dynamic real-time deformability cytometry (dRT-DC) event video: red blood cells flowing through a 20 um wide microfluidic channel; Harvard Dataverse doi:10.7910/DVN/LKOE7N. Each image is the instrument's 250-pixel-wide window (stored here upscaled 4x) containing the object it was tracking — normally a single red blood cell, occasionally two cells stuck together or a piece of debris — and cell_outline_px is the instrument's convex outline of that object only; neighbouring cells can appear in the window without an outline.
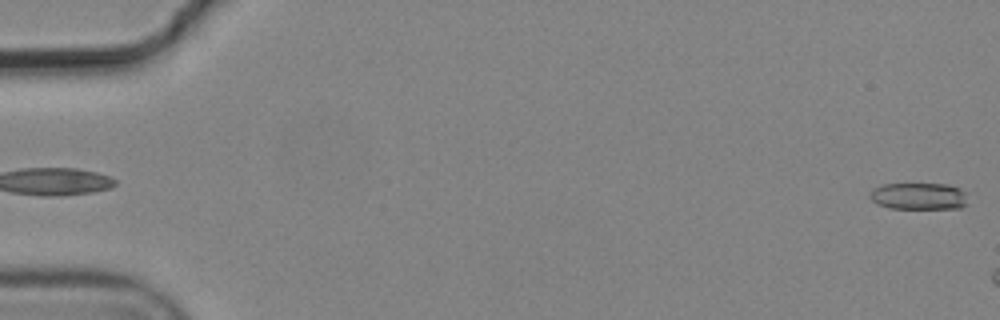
{"species": "common noctule bat (a hibernating species)", "species_latin": "Nyctalus noctula", "temperature_condition": "cold", "stored_images_in_passage": 6, "camera_frame_rate_fps": 3000, "um_per_image_px": 0.085, "animal": {"sex": "male", "body_mass_g": 19.2, "forearm_length_mm": 51.8}, "frame": {"image": 1, "passage_image": 6, "time_ms": 1.667, "image_size_px": [1000, 320], "cell_outline_px": [[968, 204], [960, 208], [888, 208], [876, 204], [868, 196], [868, 192], [872, 188], [884, 184], [948, 184], [960, 188], [964, 192]], "centroid_in_image_um": [78.05, 16.67], "position_along_channel_um": 6.9, "area_um2": 15.49}}